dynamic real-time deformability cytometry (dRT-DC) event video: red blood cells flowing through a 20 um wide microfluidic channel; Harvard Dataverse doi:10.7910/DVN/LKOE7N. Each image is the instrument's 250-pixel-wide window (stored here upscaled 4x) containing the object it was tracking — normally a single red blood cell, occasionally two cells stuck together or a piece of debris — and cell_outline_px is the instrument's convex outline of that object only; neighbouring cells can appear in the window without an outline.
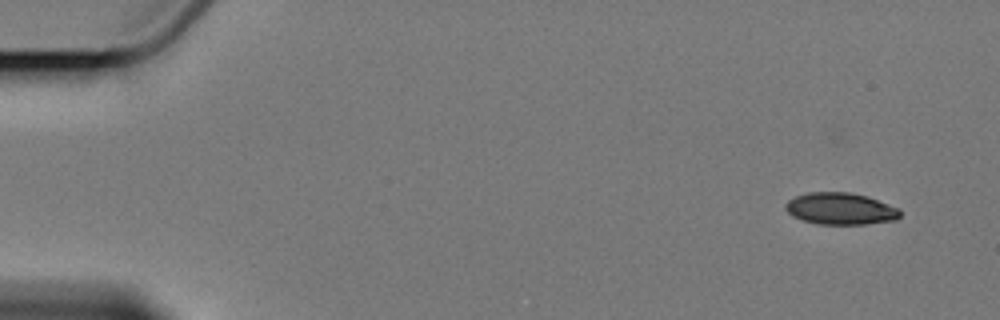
{"species": "Egyptian fruit bat (a non-hibernating species)", "species_latin": "Rousettus aegyptiacus", "temperature_condition": "cold", "stored_images_in_passage": 9, "camera_frame_rate_fps": 3000, "um_per_image_px": 0.085, "animal": {"sex": "female"}, "frame": {"image": 1, "passage_image": 1, "time_ms": 0.0, "image_size_px": [1000, 320], "cell_outline_px": [[900, 216], [896, 220], [868, 224], [816, 224], [792, 216], [784, 208], [784, 204], [788, 200], [796, 196], [808, 192], [848, 192], [868, 196], [900, 208]], "centroid_in_image_um": [71.45, 17.74], "position_along_channel_um": 13.5, "area_um2": 21.44}}
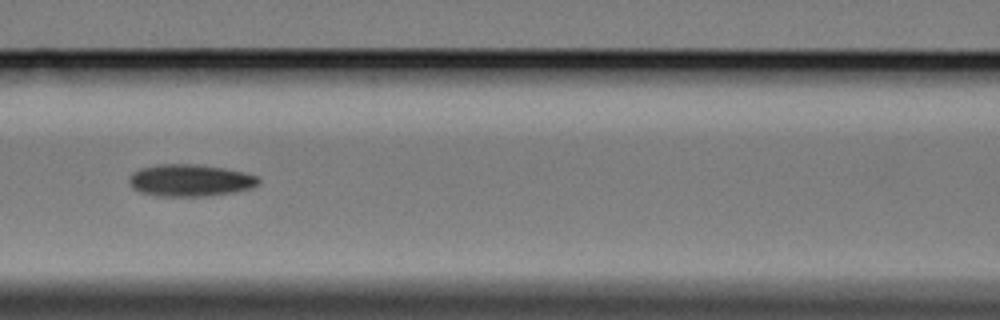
{"frame": {"image": 2, "passage_image": 7, "time_ms": 7.667, "image_size_px": [1000, 320], "cell_outline_px": [[260, 184], [252, 188], [236, 192], [204, 196], [156, 196], [140, 192], [132, 188], [128, 180], [132, 172], [140, 168], [160, 164], [196, 164], [224, 168], [244, 172], [256, 176], [260, 180]], "centroid_in_image_um": [16.16, 15.33], "position_along_channel_um": 150.4, "area_um2": 24.33}}
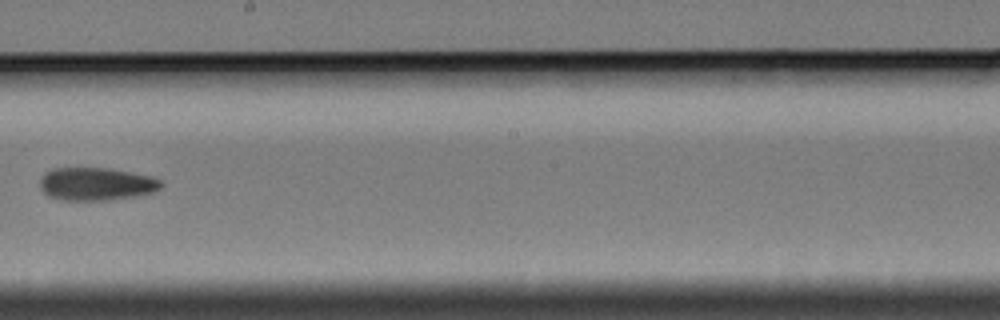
{"frame": {"image": 3, "passage_image": 9, "time_ms": 10.333, "image_size_px": [1000, 320], "cell_outline_px": [[164, 184], [160, 188], [152, 192], [136, 196], [112, 200], [64, 200], [48, 196], [40, 188], [40, 180], [44, 172], [52, 168], [108, 168], [148, 176], [160, 180]], "centroid_in_image_um": [8.14, 15.64], "position_along_channel_um": 240.1, "area_um2": 23.18}}